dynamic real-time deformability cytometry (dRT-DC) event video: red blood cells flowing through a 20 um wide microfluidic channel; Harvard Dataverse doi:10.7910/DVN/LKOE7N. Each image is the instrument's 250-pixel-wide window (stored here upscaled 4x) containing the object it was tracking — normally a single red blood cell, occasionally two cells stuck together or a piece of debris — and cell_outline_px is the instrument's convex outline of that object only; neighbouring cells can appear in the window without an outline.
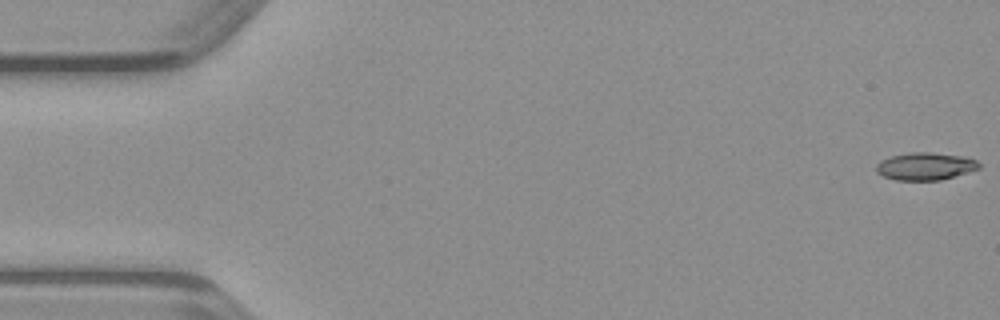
{"species": "common noctule bat (a hibernating species)", "species_latin": "Nyctalus noctula", "temperature_condition": "warm", "stored_images_in_passage": 49, "camera_frame_rate_fps": 3000, "um_per_image_px": 0.085, "animal": {"sex": "male", "body_mass_g": 23.1, "forearm_length_mm": 52.7}, "frame": {"image": 1, "passage_image": 1, "time_ms": 0.0, "image_size_px": [1000, 320], "cell_outline_px": [[980, 168], [968, 172], [940, 180], [896, 180], [884, 176], [876, 172], [876, 164], [880, 160], [892, 156], [912, 152], [932, 152], [964, 156], [976, 160], [980, 164]], "centroid_in_image_um": [78.65, 14.13], "position_along_channel_um": 6.3, "area_um2": 16.47}}
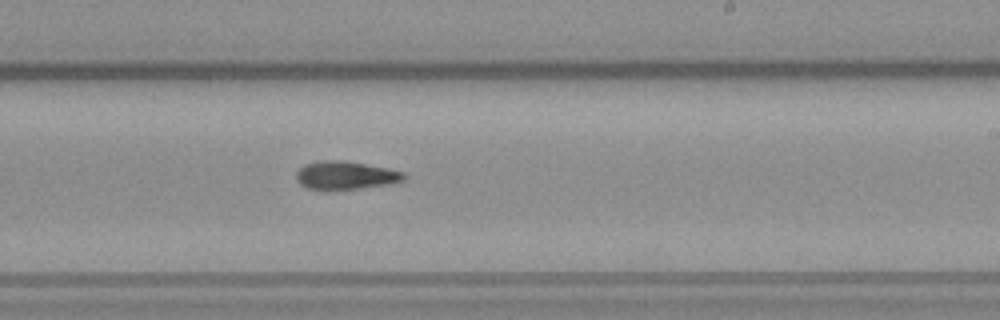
{"frame": {"image": 2, "passage_image": 29, "time_ms": 9.333, "image_size_px": [1000, 320], "cell_outline_px": [[408, 176], [404, 180], [388, 184], [356, 188], [308, 188], [300, 184], [296, 180], [296, 172], [304, 164], [324, 160], [340, 160], [364, 164], [404, 172]], "centroid_in_image_um": [29.36, 14.88], "position_along_channel_um": 259.6, "area_um2": 17.11}}
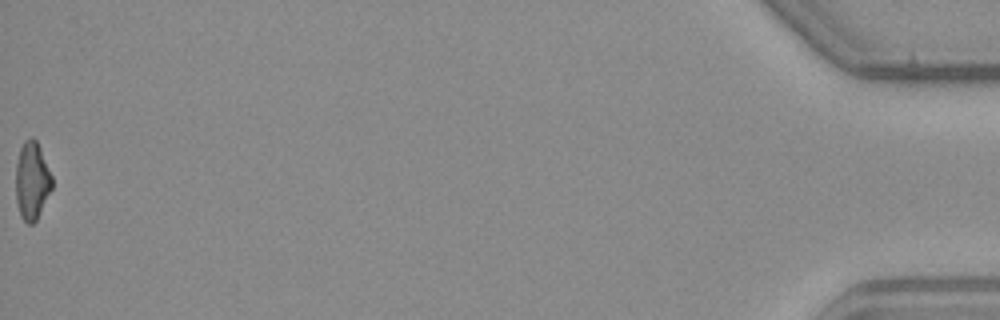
{"frame": {"image": 3, "passage_image": 49, "time_ms": 16.0, "image_size_px": [1000, 320], "cell_outline_px": [[52, 188], [36, 220], [32, 224], [28, 224], [20, 216], [16, 200], [16, 164], [20, 148], [24, 140], [32, 136], [36, 140], [40, 148], [52, 176]], "centroid_in_image_um": [2.71, 15.35], "position_along_channel_um": 432.5, "area_um2": 16.36}}